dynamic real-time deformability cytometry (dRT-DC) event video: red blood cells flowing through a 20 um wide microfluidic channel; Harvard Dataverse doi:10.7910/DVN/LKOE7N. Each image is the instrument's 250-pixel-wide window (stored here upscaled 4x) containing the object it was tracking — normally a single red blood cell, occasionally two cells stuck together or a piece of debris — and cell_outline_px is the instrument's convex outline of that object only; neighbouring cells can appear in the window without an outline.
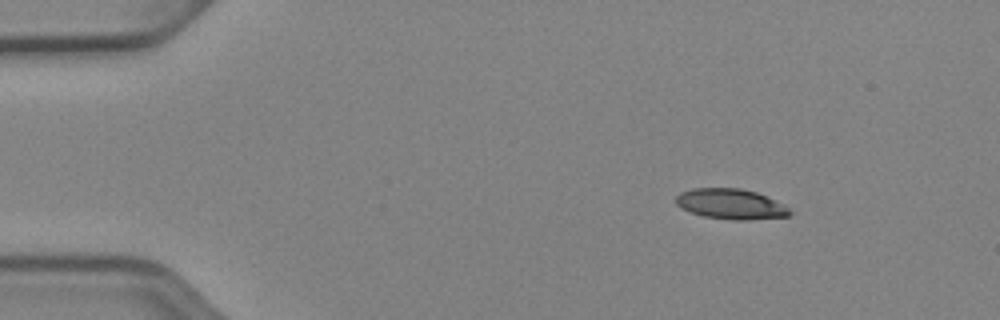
{"species": "Egyptian fruit bat (a non-hibernating species)", "species_latin": "Rousettus aegyptiacus", "temperature_condition": "cold", "stored_images_in_passage": 46, "camera_frame_rate_fps": 3000, "um_per_image_px": 0.085, "animal": {"sex": "female"}, "frame": {"image": 1, "passage_image": 1, "time_ms": 0.0, "image_size_px": [1000, 320], "cell_outline_px": [[792, 212], [788, 216], [748, 220], [732, 220], [704, 216], [680, 208], [676, 204], [676, 196], [680, 192], [692, 188], [740, 188], [756, 192], [788, 208]], "centroid_in_image_um": [62.06, 17.34], "position_along_channel_um": 22.9, "area_um2": 19.88}}
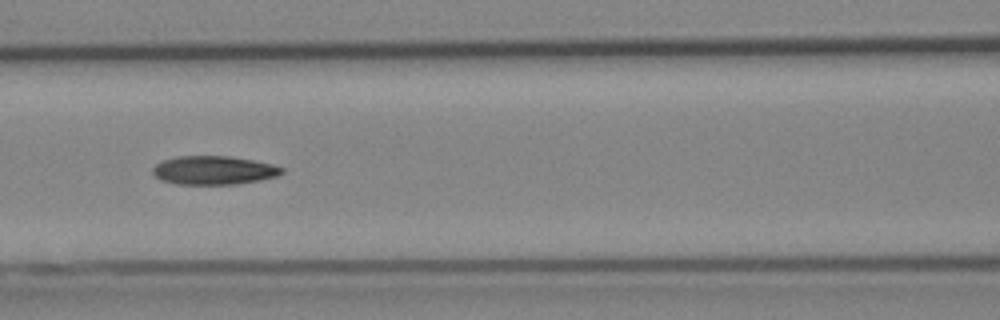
{"frame": {"image": 2, "passage_image": 17, "time_ms": 5.333, "image_size_px": [1000, 320], "cell_outline_px": [[284, 172], [276, 176], [260, 180], [236, 184], [176, 184], [160, 180], [152, 172], [152, 168], [156, 164], [164, 160], [176, 156], [228, 156], [252, 160], [272, 164], [284, 168]], "centroid_in_image_um": [18.15, 14.47], "position_along_channel_um": 148.4, "area_um2": 21.5}}
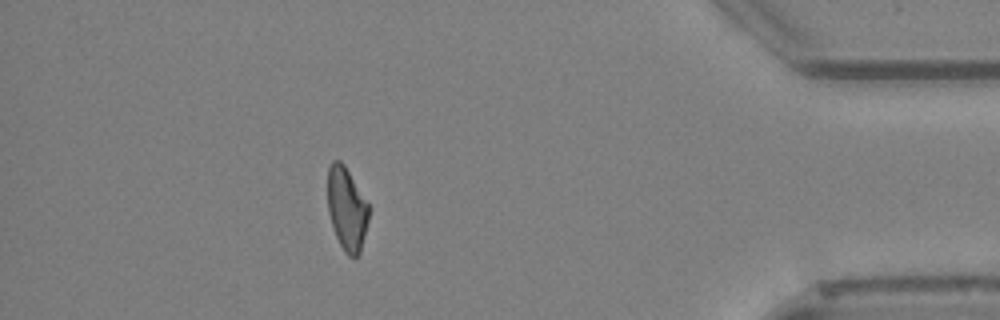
{"frame": {"image": 3, "passage_image": 40, "time_ms": 13.0, "image_size_px": [1000, 320], "cell_outline_px": [[368, 220], [360, 252], [356, 256], [348, 256], [344, 252], [336, 236], [328, 212], [328, 168], [332, 160], [340, 160], [344, 164], [368, 204]], "centroid_in_image_um": [29.46, 17.74], "position_along_channel_um": 405.7, "area_um2": 19.59}, "authors_computed_cell_mechanics": {"area_um2": 21.0681, "velocity_mm_per_s": 3.9494, "shape_relaxation_time_tau1_ms": null, "shape_relaxation_time_tau2_ms": 6.5313, "deformation_change_tau1": null, "deformation_change_tau2": 0.1494}}